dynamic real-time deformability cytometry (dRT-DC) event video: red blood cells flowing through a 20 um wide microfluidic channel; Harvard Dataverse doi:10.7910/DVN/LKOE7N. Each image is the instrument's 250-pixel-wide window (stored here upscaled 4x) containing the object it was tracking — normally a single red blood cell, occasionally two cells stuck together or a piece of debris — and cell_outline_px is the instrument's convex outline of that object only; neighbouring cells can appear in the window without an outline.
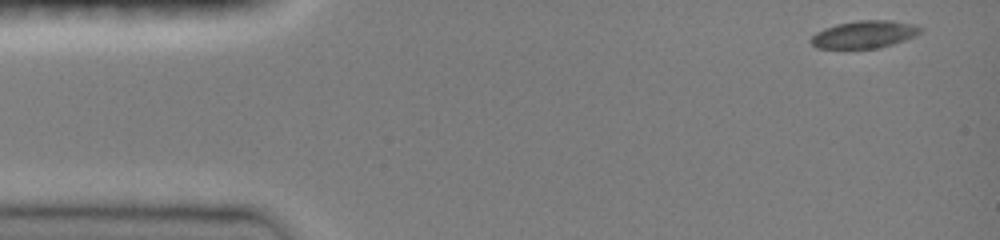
{"species": "common noctule bat (a hibernating species)", "species_latin": "Nyctalus noctula", "temperature_condition": "room temperature", "stored_images_in_passage": 62, "camera_frame_rate_fps": 3000, "um_per_image_px": 0.085, "animal": {"sex": "female", "body_mass_g": 19.0, "forearm_length_mm": 51.5}, "frame": {"image": 1, "passage_image": 1, "time_ms": 0.0, "image_size_px": [1000, 240], "cell_outline_px": [[924, 28], [916, 36], [880, 48], [816, 48], [808, 40], [816, 32], [824, 28], [836, 24], [856, 20], [892, 20], [916, 24]], "centroid_in_image_um": [73.48, 2.91], "position_along_channel_um": 11.5, "area_um2": 17.74}}
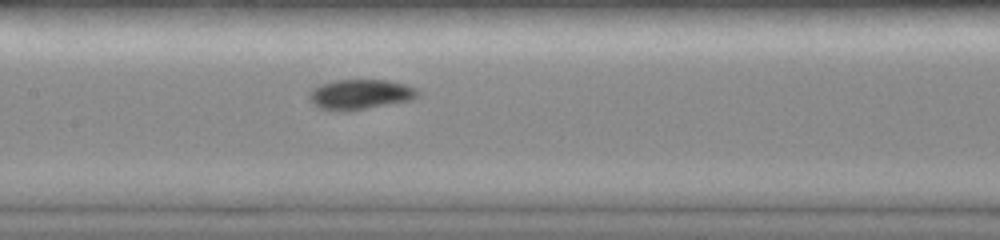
{"frame": {"image": 2, "passage_image": 33, "time_ms": 6.667, "image_size_px": [1000, 240], "cell_outline_px": [[420, 92], [416, 96], [408, 100], [344, 112], [336, 112], [320, 108], [308, 96], [312, 88], [320, 84], [336, 80], [388, 80], [404, 84], [416, 88]], "centroid_in_image_um": [30.58, 8.01], "position_along_channel_um": 176.8, "area_um2": 18.73}}
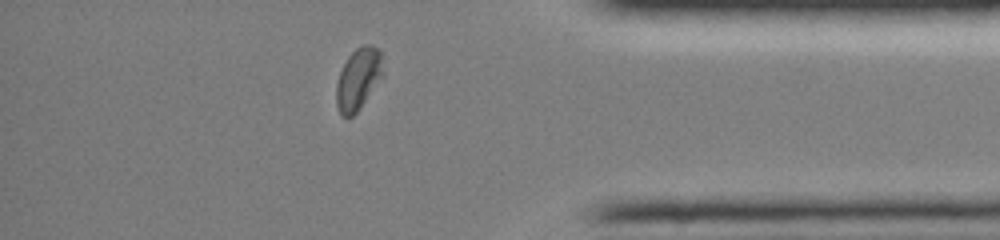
{"frame": {"image": 3, "passage_image": 55, "time_ms": 12.667, "image_size_px": [1000, 240], "cell_outline_px": [[384, 76], [356, 112], [352, 116], [340, 116], [336, 104], [336, 84], [340, 72], [348, 56], [356, 48], [364, 44], [372, 44], [380, 52], [384, 72]], "centroid_in_image_um": [30.46, 6.7], "position_along_channel_um": 404.7, "area_um2": 16.82}, "authors_computed_cell_mechanics": {"area_um2": 17.7446, "velocity_mm_per_s": 3.9995, "shape_relaxation_time_tau1_ms": 4.3613, "shape_relaxation_time_tau2_ms": 2.9378, "deformation_change_tau1": 0.1226, "deformation_change_tau2": 0.0498}}